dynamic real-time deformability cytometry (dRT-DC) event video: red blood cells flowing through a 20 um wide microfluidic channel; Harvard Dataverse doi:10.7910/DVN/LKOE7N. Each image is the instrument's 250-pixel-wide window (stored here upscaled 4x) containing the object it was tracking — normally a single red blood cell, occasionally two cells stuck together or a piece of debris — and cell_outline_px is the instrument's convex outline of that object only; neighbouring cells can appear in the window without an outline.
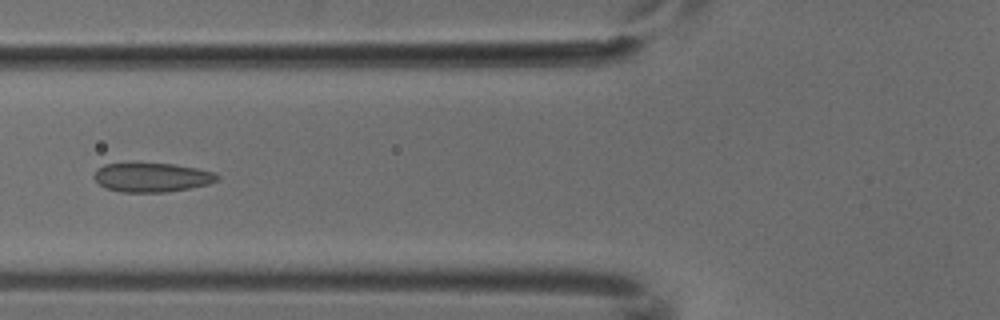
{"species": "common noctule bat (a hibernating species)", "species_latin": "Nyctalus noctula", "temperature_condition": "cold", "stored_images_in_passage": 5, "camera_frame_rate_fps": 3000, "um_per_image_px": 0.085, "animal": {"sex": "male", "body_mass_g": 18.8}, "frame": {"image": 1, "passage_image": 5, "time_ms": 1.333, "image_size_px": [1000, 320], "cell_outline_px": [[220, 180], [208, 184], [188, 188], [164, 192], [124, 192], [104, 188], [92, 176], [96, 168], [104, 164], [172, 164], [196, 168], [216, 172], [220, 176]], "centroid_in_image_um": [12.92, 15.08], "position_along_channel_um": 112.9, "area_um2": 20.81}}